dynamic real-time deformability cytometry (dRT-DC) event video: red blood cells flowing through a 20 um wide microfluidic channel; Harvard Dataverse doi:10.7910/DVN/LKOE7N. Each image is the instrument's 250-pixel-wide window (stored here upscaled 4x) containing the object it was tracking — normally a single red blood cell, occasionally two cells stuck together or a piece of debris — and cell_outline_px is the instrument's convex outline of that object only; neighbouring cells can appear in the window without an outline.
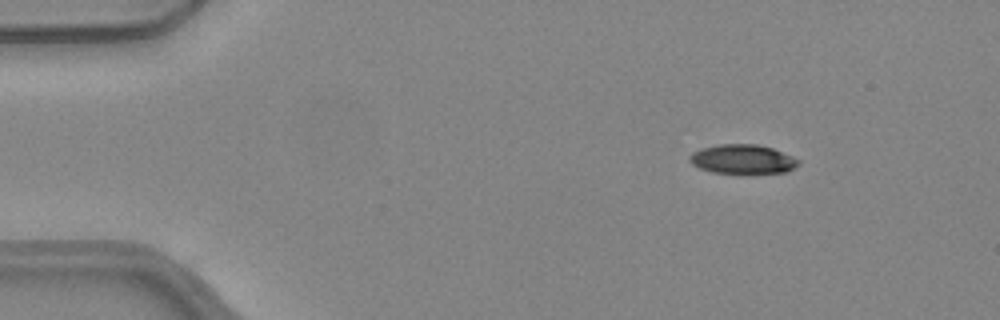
{"species": "common noctule bat (a hibernating species)", "species_latin": "Nyctalus noctula", "temperature_condition": "warm", "stored_images_in_passage": 16, "camera_frame_rate_fps": 3000, "um_per_image_px": 0.085, "animal": {"sex": "female", "body_mass_g": 24.6, "forearm_length_mm": 56.2}, "frame": {"image": 1, "passage_image": 1, "time_ms": 0.0, "image_size_px": [1000, 320], "cell_outline_px": [[800, 164], [788, 172], [712, 172], [700, 168], [692, 164], [688, 160], [688, 156], [692, 152], [700, 148], [720, 144], [756, 144], [772, 148], [792, 156], [800, 160]], "centroid_in_image_um": [63.11, 13.51], "position_along_channel_um": 21.9, "area_um2": 18.38}}
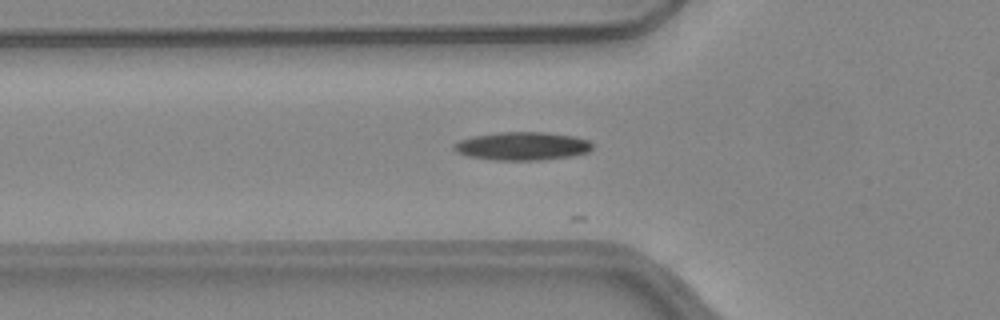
{"frame": {"image": 2, "passage_image": 12, "time_ms": 3.667, "image_size_px": [1000, 320], "cell_outline_px": [[592, 148], [588, 152], [572, 156], [540, 160], [496, 160], [468, 156], [456, 152], [452, 148], [452, 144], [460, 140], [472, 136], [500, 132], [544, 132], [572, 136], [588, 140], [592, 144]], "centroid_in_image_um": [44.36, 12.42], "position_along_channel_um": 81.4, "area_um2": 22.77}}
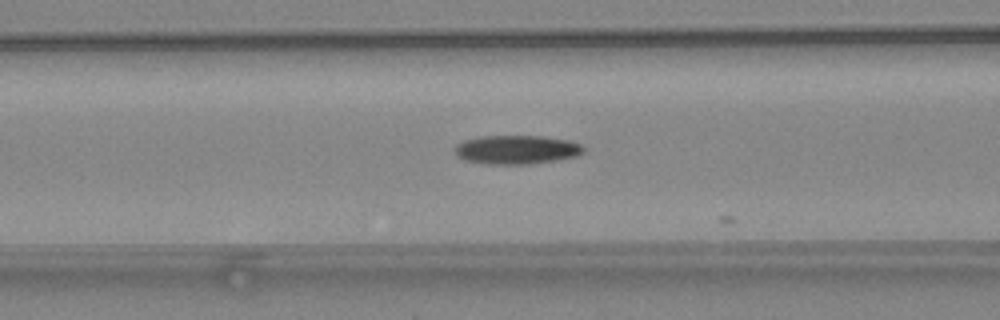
{"frame": {"image": 3, "passage_image": 15, "time_ms": 4.667, "image_size_px": [1000, 320], "cell_outline_px": [[588, 148], [584, 152], [576, 156], [556, 160], [528, 164], [488, 164], [464, 160], [456, 156], [452, 148], [456, 144], [464, 140], [480, 136], [544, 136], [568, 140], [580, 144]], "centroid_in_image_um": [43.89, 12.72], "position_along_channel_um": 122.7, "area_um2": 21.91}}